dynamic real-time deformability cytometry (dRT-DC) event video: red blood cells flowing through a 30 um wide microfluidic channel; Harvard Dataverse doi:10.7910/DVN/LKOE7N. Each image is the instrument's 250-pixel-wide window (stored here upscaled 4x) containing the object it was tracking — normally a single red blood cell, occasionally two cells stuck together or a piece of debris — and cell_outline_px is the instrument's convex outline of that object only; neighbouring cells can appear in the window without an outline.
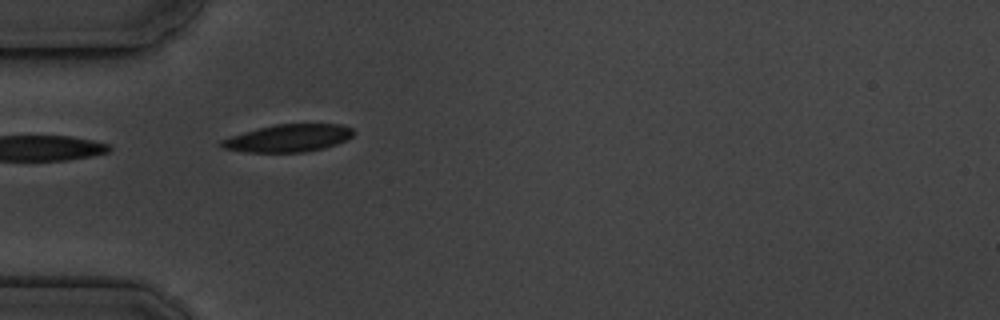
{"species": "common noctule bat (a hibernating species)", "species_latin": "Nyctalus noctula", "temperature_condition": "cold", "stored_images_in_passage": 5, "camera_frame_rate_fps": 3000, "um_per_image_px": 0.085, "animal": {"sex": "male", "body_mass_g": 19.5, "forearm_length_mm": 54.6}, "frame": {"image": 1, "passage_image": 5, "time_ms": 5.333, "image_size_px": [1000, 320], "cell_outline_px": [[356, 132], [348, 140], [324, 148], [304, 152], [248, 152], [224, 148], [220, 144], [220, 140], [244, 132], [276, 124], [340, 124], [352, 128]], "centroid_in_image_um": [24.57, 11.74], "position_along_channel_um": 60.4, "area_um2": 21.04}}